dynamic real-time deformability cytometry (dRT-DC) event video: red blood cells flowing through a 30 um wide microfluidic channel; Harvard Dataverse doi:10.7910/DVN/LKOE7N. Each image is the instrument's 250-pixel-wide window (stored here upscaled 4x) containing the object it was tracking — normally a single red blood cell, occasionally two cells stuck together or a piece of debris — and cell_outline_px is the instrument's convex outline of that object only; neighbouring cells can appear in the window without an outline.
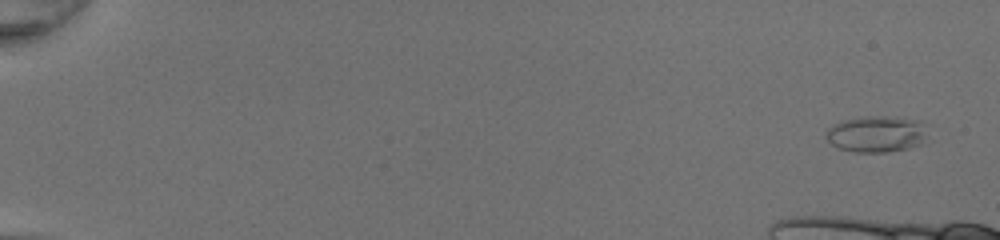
{"species": "common noctule bat (a hibernating species)", "species_latin": "Nyctalus noctula", "temperature_condition": "room temperature", "stored_images_in_passage": 18, "camera_frame_rate_fps": 3000, "um_per_image_px": 0.085, "animal": {"sex": "female", "body_mass_g": 20.0, "forearm_length_mm": 54.0}, "frame": {"image": 1, "passage_image": 3, "time_ms": 0.667, "image_size_px": [1000, 240], "cell_outline_px": [[924, 144], [908, 148], [888, 152], [852, 152], [836, 148], [824, 136], [824, 132], [832, 124], [844, 120], [864, 116], [888, 116], [920, 120], [924, 136]], "centroid_in_image_um": [74.42, 11.4], "position_along_channel_um": 10.6, "area_um2": 21.62}}
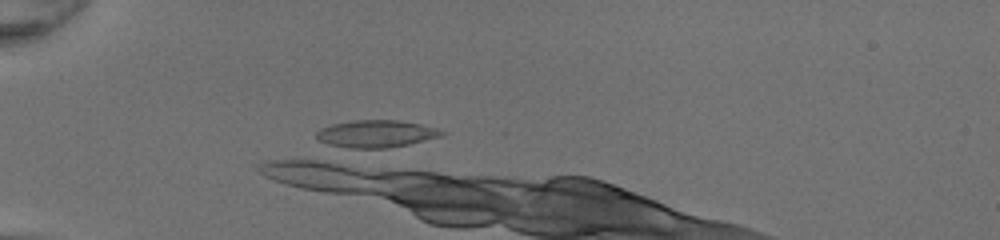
{"frame": {"image": 2, "passage_image": 18, "time_ms": 5.667, "image_size_px": [1000, 240], "cell_outline_px": [[448, 132], [440, 136], [408, 144], [388, 148], [336, 148], [316, 140], [316, 132], [320, 128], [332, 124], [352, 120], [400, 120], [420, 124], [436, 128]], "centroid_in_image_um": [31.89, 11.38], "position_along_channel_um": 53.1, "area_um2": 20.23}}